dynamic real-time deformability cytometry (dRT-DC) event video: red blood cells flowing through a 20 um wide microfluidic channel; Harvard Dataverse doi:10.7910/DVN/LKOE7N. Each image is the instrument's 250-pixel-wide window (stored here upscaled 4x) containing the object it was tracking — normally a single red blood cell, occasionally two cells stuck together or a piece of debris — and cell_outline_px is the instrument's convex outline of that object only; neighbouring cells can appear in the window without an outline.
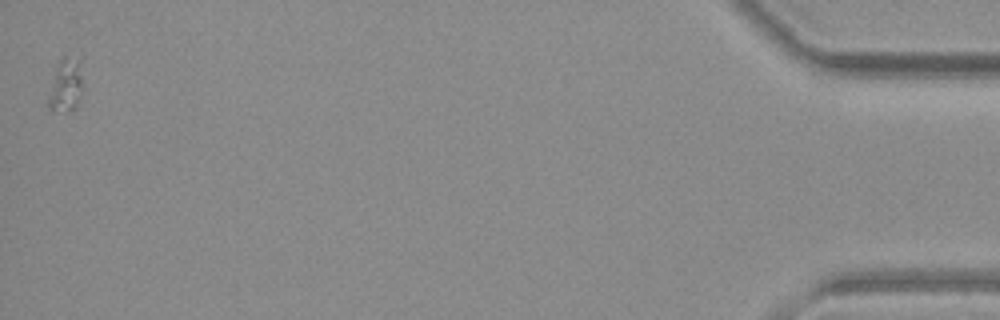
{"species": "common noctule bat (a hibernating species)", "species_latin": "Nyctalus noctula", "temperature_condition": "warm", "stored_images_in_passage": 37, "camera_frame_rate_fps": 3000, "um_per_image_px": 0.085, "animal": {"sex": "female", "body_mass_g": 19.3, "forearm_length_mm": 54.1}, "frame": {"image": 1, "passage_image": 37, "time_ms": 12.0, "image_size_px": [1000, 320], "cell_outline_px": [[84, 92], [76, 108], [48, 108], [48, 100], [56, 64], [64, 56], [80, 56], [84, 88]], "centroid_in_image_um": [5.68, 7.12], "position_along_channel_um": 429.5, "area_um2": 10.87}}